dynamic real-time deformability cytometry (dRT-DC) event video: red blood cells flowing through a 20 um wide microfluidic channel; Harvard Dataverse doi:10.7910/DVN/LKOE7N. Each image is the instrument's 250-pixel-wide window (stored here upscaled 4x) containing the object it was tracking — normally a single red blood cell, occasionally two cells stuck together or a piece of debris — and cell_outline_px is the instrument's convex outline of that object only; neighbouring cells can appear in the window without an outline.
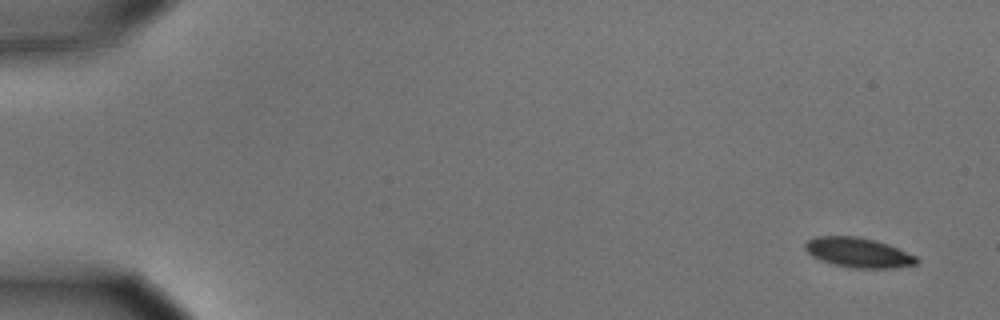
{"species": "common noctule bat (a hibernating species)", "species_latin": "Nyctalus noctula", "temperature_condition": "cold", "stored_images_in_passage": 4, "camera_frame_rate_fps": 3000, "um_per_image_px": 0.085, "animal": {"sex": "male", "body_mass_g": 15.6}, "frame": {"image": 1, "passage_image": 1, "time_ms": 0.0, "image_size_px": [1000, 320], "cell_outline_px": [[920, 260], [916, 264], [892, 268], [848, 268], [832, 264], [820, 260], [812, 256], [804, 248], [804, 244], [808, 240], [816, 236], [856, 236], [888, 244], [916, 256]], "centroid_in_image_um": [72.93, 21.48], "position_along_channel_um": 12.1, "area_um2": 19.36}}